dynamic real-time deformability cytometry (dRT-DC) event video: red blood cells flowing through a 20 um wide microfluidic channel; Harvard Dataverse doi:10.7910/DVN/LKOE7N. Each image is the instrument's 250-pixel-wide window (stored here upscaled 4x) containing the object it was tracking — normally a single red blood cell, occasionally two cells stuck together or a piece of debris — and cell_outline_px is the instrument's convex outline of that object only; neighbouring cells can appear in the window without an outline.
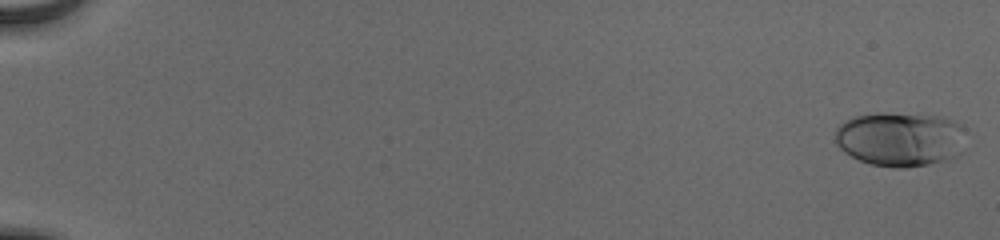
{"species": "human", "species_latin": "Homo sapiens", "temperature_condition": "cold", "stored_images_in_passage": 55, "camera_frame_rate_fps": 3000, "um_per_image_px": 0.085, "donor": {"sex": "male"}, "frame": {"image": 1, "passage_image": 1, "time_ms": 0.0, "image_size_px": [1000, 240], "cell_outline_px": [[964, 128], [960, 152], [956, 156], [944, 160], [928, 164], [904, 168], [892, 168], [872, 164], [860, 160], [844, 152], [836, 144], [836, 128], [844, 120], [852, 116], [876, 112], [884, 112], [944, 116], [956, 120]], "centroid_in_image_um": [76.49, 11.79], "position_along_channel_um": 8.5, "area_um2": 41.85}}
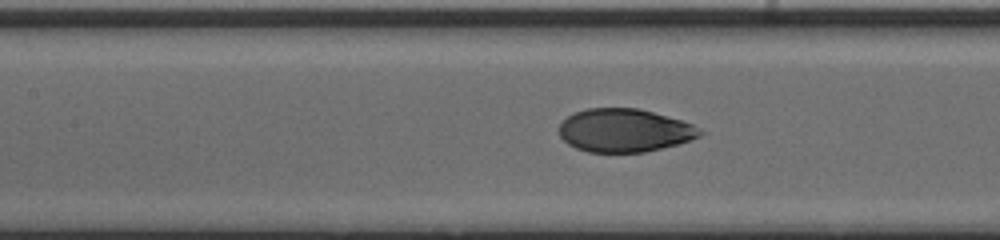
{"frame": {"image": 2, "passage_image": 28, "time_ms": 9.0, "image_size_px": [1000, 240], "cell_outline_px": [[704, 132], [700, 136], [676, 144], [644, 152], [588, 152], [576, 148], [568, 144], [560, 136], [560, 124], [568, 116], [576, 112], [588, 108], [636, 108], [652, 112], [680, 120], [692, 124]], "centroid_in_image_um": [53.05, 11.09], "position_along_channel_um": 154.3, "area_um2": 35.03}}
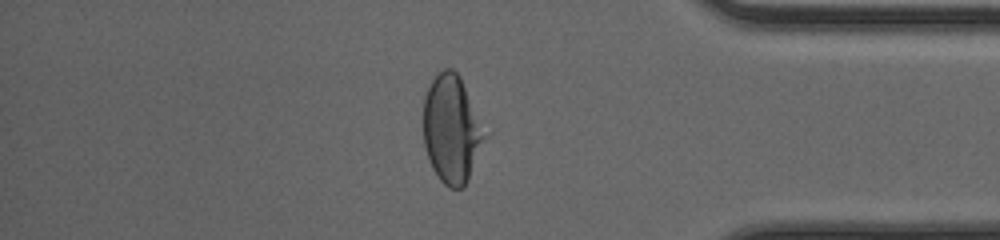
{"frame": {"image": 3, "passage_image": 48, "time_ms": 15.667, "image_size_px": [1000, 240], "cell_outline_px": [[484, 136], [468, 180], [464, 188], [448, 188], [440, 180], [432, 168], [428, 160], [424, 144], [424, 96], [432, 80], [444, 68], [452, 68], [460, 76]], "centroid_in_image_um": [38.31, 11.01], "position_along_channel_um": 396.9, "area_um2": 37.17}, "authors_computed_cell_mechanics": {"area_um2": 37.1654, "velocity_mm_per_s": 3.8986, "shape_relaxation_time_tau1_ms": 3.8799, "shape_relaxation_time_tau2_ms": null, "deformation_change_tau1": 0.1672, "deformation_change_tau2": null}}